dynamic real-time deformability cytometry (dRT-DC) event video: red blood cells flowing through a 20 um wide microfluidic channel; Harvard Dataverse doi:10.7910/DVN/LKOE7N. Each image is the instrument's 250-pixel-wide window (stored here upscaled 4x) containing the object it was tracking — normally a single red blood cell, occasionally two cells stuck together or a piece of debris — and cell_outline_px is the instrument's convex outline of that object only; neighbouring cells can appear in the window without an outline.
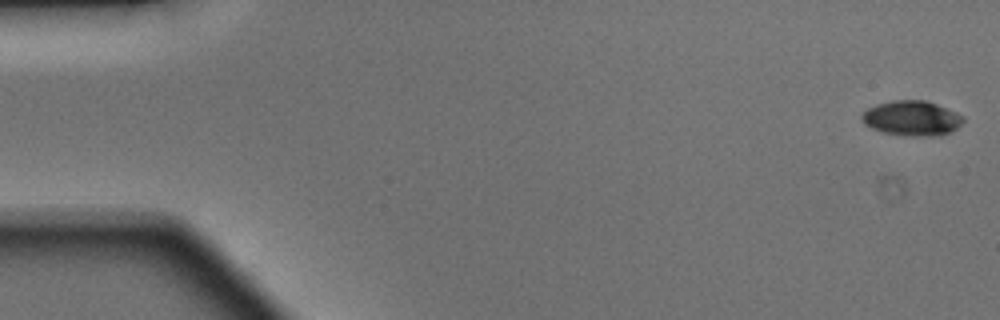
{"species": "Egyptian fruit bat (a non-hibernating species)", "species_latin": "Rousettus aegyptiacus", "temperature_condition": "warm", "stored_images_in_passage": 49, "camera_frame_rate_fps": 3000, "um_per_image_px": 0.085, "animal": {"sex": "male"}, "frame": {"image": 1, "passage_image": 1, "time_ms": 0.0, "image_size_px": [1000, 320], "cell_outline_px": [[964, 120], [956, 128], [940, 136], [908, 136], [884, 132], [872, 128], [864, 124], [860, 120], [860, 116], [868, 108], [876, 104], [892, 100], [924, 100], [936, 104], [956, 112], [964, 116]], "centroid_in_image_um": [77.48, 10.05], "position_along_channel_um": 7.5, "area_um2": 20.63}}
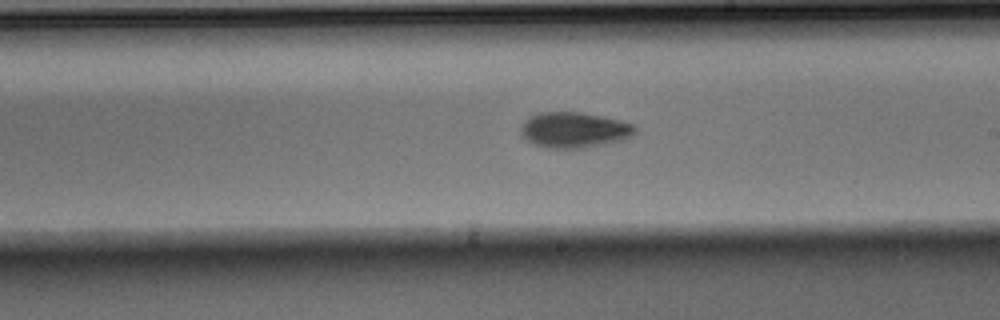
{"frame": {"image": 2, "passage_image": 28, "time_ms": 9.0, "image_size_px": [1000, 320], "cell_outline_px": [[636, 132], [632, 136], [624, 140], [584, 148], [548, 148], [536, 144], [528, 140], [520, 132], [520, 128], [524, 120], [528, 116], [540, 112], [580, 112], [604, 116], [636, 124]], "centroid_in_image_um": [48.84, 11.03], "position_along_channel_um": 240.2, "area_um2": 23.93}}
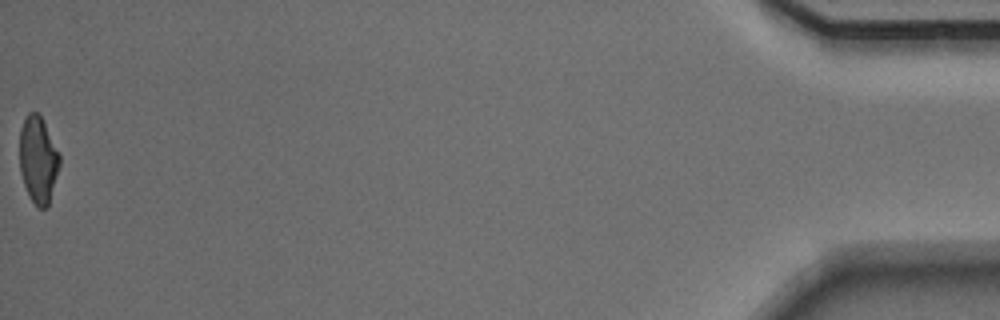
{"frame": {"image": 3, "passage_image": 49, "time_ms": 16.0, "image_size_px": [1000, 320], "cell_outline_px": [[60, 164], [48, 208], [40, 208], [32, 200], [24, 184], [20, 172], [20, 128], [28, 112], [36, 112], [40, 116], [60, 156]], "centroid_in_image_um": [3.24, 13.59], "position_along_channel_um": 432.0, "area_um2": 19.83}, "authors_computed_cell_mechanics": {"area_um2": 21.675, "velocity_mm_per_s": 4.1596, "shape_relaxation_time_tau1_ms": 3.9897, "shape_relaxation_time_tau2_ms": 8.9416, "deformation_change_tau1": 0.1613, "deformation_change_tau2": 0.161}}